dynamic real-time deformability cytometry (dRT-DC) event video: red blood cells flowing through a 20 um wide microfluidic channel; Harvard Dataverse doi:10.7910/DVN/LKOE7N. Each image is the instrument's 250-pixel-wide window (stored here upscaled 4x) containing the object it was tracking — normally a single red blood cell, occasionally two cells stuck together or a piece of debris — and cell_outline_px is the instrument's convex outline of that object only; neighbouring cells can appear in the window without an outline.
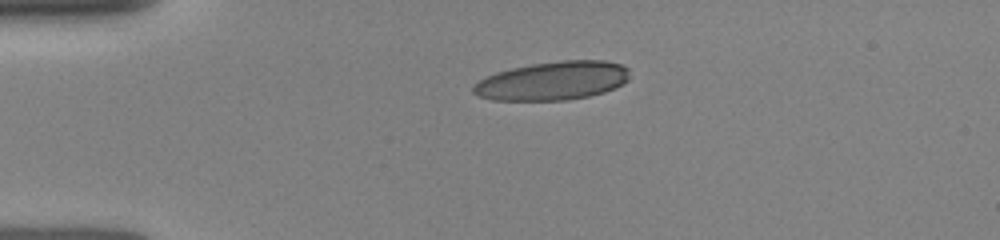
{"species": "human", "species_latin": "Homo sapiens", "temperature_condition": "room temperature", "stored_images_in_passage": 8, "camera_frame_rate_fps": 3000, "um_per_image_px": 0.085, "donor": {"sex": "female"}, "frame": {"image": 1, "passage_image": 1, "time_ms": 0.0, "image_size_px": [1000, 240], "cell_outline_px": [[628, 80], [624, 84], [616, 88], [604, 92], [588, 96], [564, 100], [492, 100], [480, 96], [472, 92], [472, 84], [496, 72], [512, 68], [532, 64], [560, 60], [604, 60], [620, 64], [628, 68]], "centroid_in_image_um": [46.99, 6.86], "position_along_channel_um": 38.0, "area_um2": 35.2}}
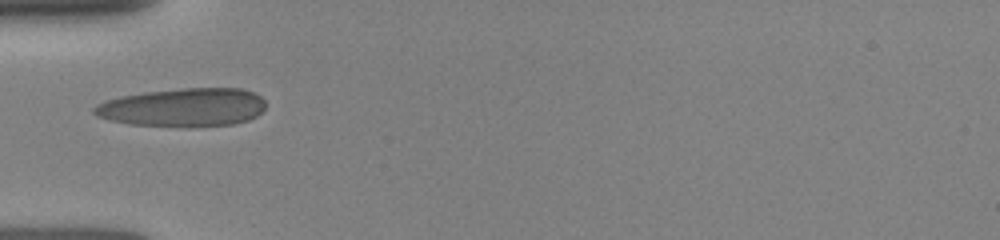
{"frame": {"image": 2, "passage_image": 4, "time_ms": 1.667, "image_size_px": [1000, 240], "cell_outline_px": [[264, 108], [256, 116], [248, 120], [232, 124], [132, 124], [112, 120], [96, 116], [92, 112], [92, 108], [96, 104], [104, 100], [120, 96], [144, 92], [184, 88], [240, 88], [252, 92], [260, 96], [264, 100]], "centroid_in_image_um": [15.53, 9.08], "position_along_channel_um": 69.5, "area_um2": 37.28}}
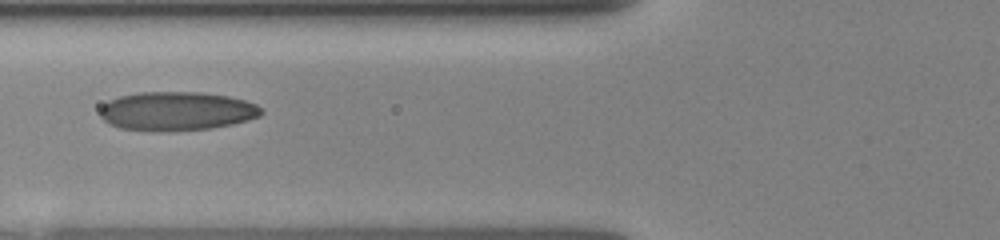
{"frame": {"image": 3, "passage_image": 6, "time_ms": 2.667, "image_size_px": [1000, 240], "cell_outline_px": [[264, 112], [260, 116], [248, 120], [232, 124], [212, 128], [172, 132], [152, 132], [120, 128], [108, 124], [100, 116], [100, 108], [108, 100], [120, 96], [136, 92], [200, 92], [228, 96], [244, 100], [256, 104]], "centroid_in_image_um": [14.99, 9.46], "position_along_channel_um": 110.8, "area_um2": 37.05}}